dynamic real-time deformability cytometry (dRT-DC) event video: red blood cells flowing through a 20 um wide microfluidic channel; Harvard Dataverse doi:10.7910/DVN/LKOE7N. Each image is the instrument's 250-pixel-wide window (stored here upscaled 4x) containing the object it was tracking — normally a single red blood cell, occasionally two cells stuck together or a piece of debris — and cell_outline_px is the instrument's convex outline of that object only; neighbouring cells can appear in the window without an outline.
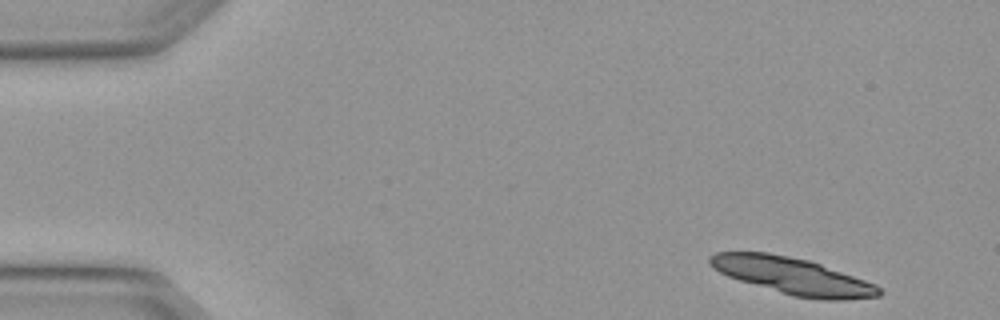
{"species": "Egyptian fruit bat (a non-hibernating species)", "species_latin": "Rousettus aegyptiacus", "temperature_condition": "warm", "stored_images_in_passage": 5, "segment_of_instrument_passage": [1, 2], "camera_frame_rate_fps": 3000, "um_per_image_px": 0.085, "animal": {"sex": "female"}, "frame": {"image": 1, "passage_image": 1, "time_ms": 0.0, "image_size_px": [1000, 320], "cell_outline_px": [[884, 292], [880, 296], [844, 300], [824, 300], [792, 296], [740, 280], [728, 276], [712, 268], [708, 264], [708, 256], [716, 252], [768, 252], [808, 260], [820, 264], [876, 284]], "centroid_in_image_um": [67.37, 23.46], "position_along_channel_um": 17.6, "area_um2": 36.13}}